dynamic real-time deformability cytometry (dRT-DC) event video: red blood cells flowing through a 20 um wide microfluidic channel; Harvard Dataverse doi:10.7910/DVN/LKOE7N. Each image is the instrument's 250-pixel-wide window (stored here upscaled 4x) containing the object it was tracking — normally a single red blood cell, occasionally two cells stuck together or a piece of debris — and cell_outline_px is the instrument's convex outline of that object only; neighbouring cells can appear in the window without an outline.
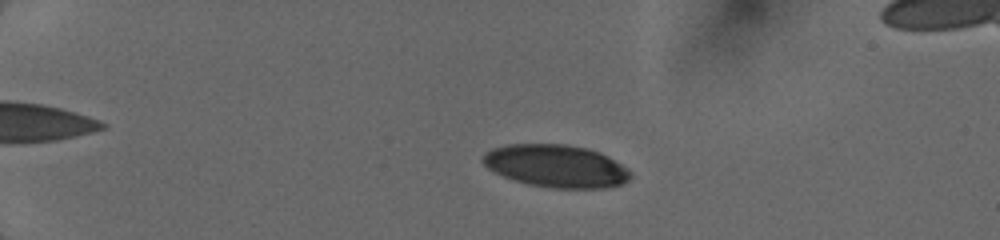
{"species": "human", "species_latin": "Homo sapiens", "temperature_condition": "cold", "stored_images_in_passage": 44, "camera_frame_rate_fps": 3000, "um_per_image_px": 0.085, "donor": {"sex": "female"}, "frame": {"image": 1, "passage_image": 7, "time_ms": 3.667, "image_size_px": [1000, 240], "cell_outline_px": [[632, 176], [624, 184], [604, 188], [552, 188], [528, 184], [504, 176], [488, 168], [480, 160], [480, 156], [484, 152], [492, 148], [508, 144], [564, 144], [588, 148], [600, 152], [608, 156], [628, 168], [632, 172]], "centroid_in_image_um": [47.28, 14.1], "position_along_channel_um": 37.7, "area_um2": 36.93}}
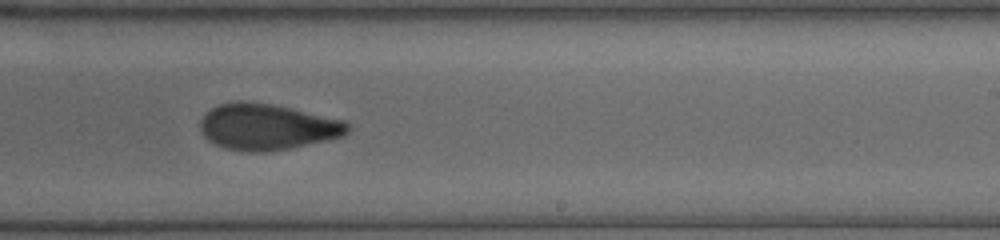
{"frame": {"image": 2, "passage_image": 28, "time_ms": 11.0, "image_size_px": [1000, 240], "cell_outline_px": [[352, 128], [344, 136], [328, 140], [288, 148], [264, 152], [248, 152], [224, 148], [208, 140], [200, 132], [200, 120], [212, 108], [220, 104], [240, 100], [272, 104], [344, 120]], "centroid_in_image_um": [22.71, 10.78], "position_along_channel_um": 266.3, "area_um2": 39.54}}
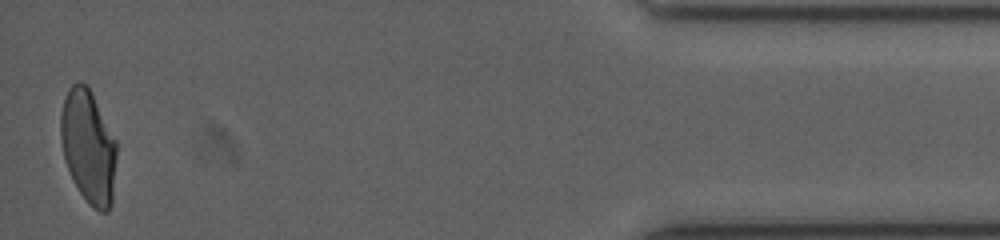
{"frame": {"image": 3, "passage_image": 44, "time_ms": 16.333, "image_size_px": [1000, 240], "cell_outline_px": [[116, 160], [112, 204], [108, 212], [100, 212], [92, 208], [88, 204], [72, 180], [64, 156], [60, 136], [60, 116], [64, 100], [68, 88], [76, 80], [80, 80], [88, 84], [116, 140]], "centroid_in_image_um": [7.51, 12.45], "position_along_channel_um": 427.7, "area_um2": 37.34}}